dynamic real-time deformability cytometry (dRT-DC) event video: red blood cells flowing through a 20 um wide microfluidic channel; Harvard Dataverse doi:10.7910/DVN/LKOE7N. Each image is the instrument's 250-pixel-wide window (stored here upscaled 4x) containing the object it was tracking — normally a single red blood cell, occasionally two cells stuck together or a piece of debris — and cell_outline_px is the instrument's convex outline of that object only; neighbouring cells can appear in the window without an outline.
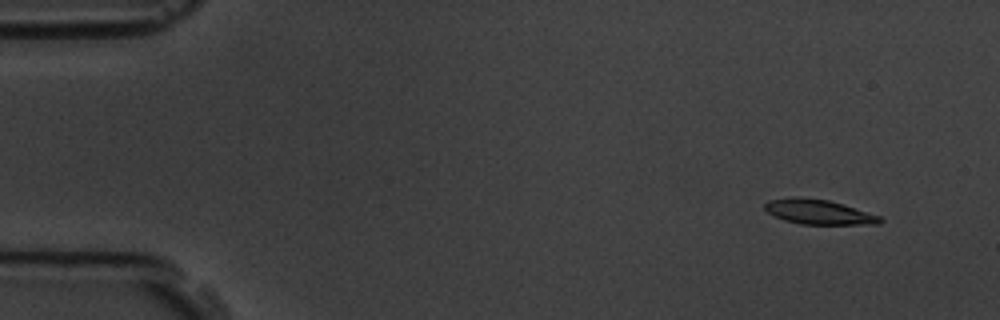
{"species": "common noctule bat (a hibernating species)", "species_latin": "Nyctalus noctula", "temperature_condition": "room temperature", "stored_images_in_passage": 5, "camera_frame_rate_fps": 3000, "um_per_image_px": 0.085, "animal": {"sex": "male", "body_mass_g": 19.5, "forearm_length_mm": 54.6}, "frame": {"image": 1, "passage_image": 2, "time_ms": 1.0, "image_size_px": [1000, 320], "cell_outline_px": [[884, 220], [880, 224], [800, 224], [784, 220], [768, 212], [764, 208], [764, 204], [768, 200], [788, 196], [800, 196], [828, 200], [880, 216]], "centroid_in_image_um": [69.54, 18.0], "position_along_channel_um": 15.5, "area_um2": 16.65}}
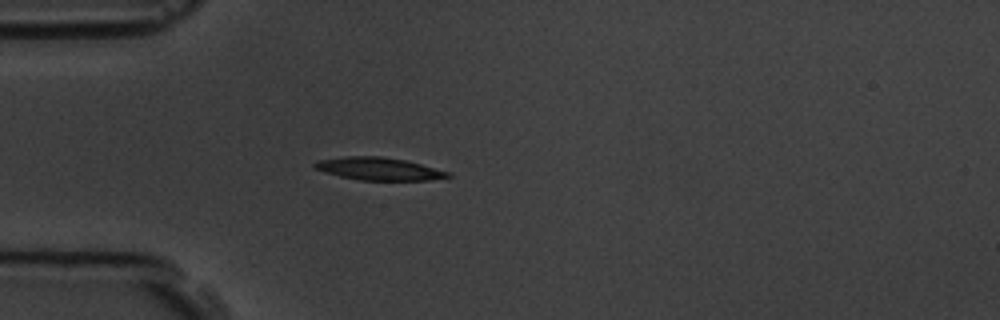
{"frame": {"image": 2, "passage_image": 5, "time_ms": 4.667, "image_size_px": [1000, 320], "cell_outline_px": [[452, 176], [428, 180], [360, 180], [340, 176], [324, 172], [316, 168], [312, 164], [316, 160], [344, 156], [384, 156], [404, 160], [452, 172]], "centroid_in_image_um": [32.19, 14.34], "position_along_channel_um": 52.8, "area_um2": 17.63}}